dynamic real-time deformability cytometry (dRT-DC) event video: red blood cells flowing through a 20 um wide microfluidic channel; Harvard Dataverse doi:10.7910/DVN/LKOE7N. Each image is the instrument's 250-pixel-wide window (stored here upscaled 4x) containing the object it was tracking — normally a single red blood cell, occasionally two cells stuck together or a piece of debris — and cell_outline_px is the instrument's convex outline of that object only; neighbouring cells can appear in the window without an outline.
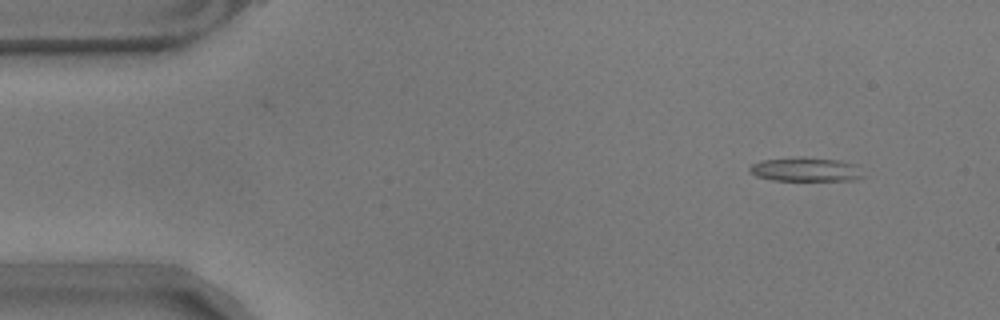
{"species": "common noctule bat (a hibernating species)", "species_latin": "Nyctalus noctula", "temperature_condition": "warm", "stored_images_in_passage": 54, "camera_frame_rate_fps": 3000, "um_per_image_px": 0.085, "animal": {"sex": "male", "body_mass_g": 17.9}, "frame": {"image": 1, "passage_image": 2, "time_ms": 0.333, "image_size_px": [1000, 320], "cell_outline_px": [[864, 176], [852, 180], [772, 180], [756, 176], [748, 172], [748, 168], [752, 164], [760, 160], [800, 156], [804, 156], [840, 160], [856, 164]], "centroid_in_image_um": [68.44, 14.38], "position_along_channel_um": 16.6, "area_um2": 16.13}}
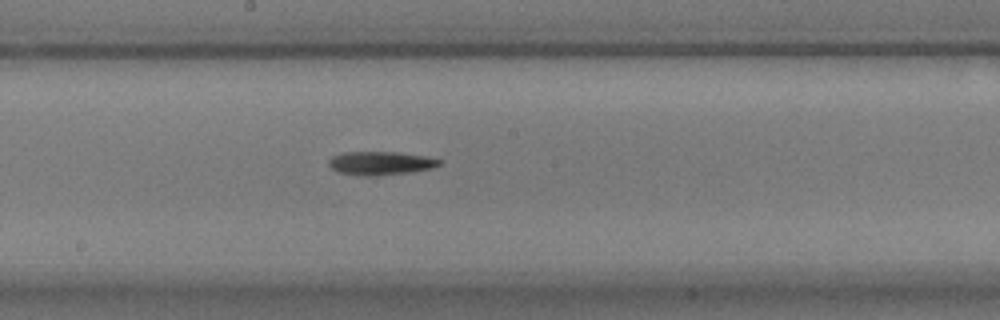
{"frame": {"image": 2, "passage_image": 27, "time_ms": 8.667, "image_size_px": [1000, 320], "cell_outline_px": [[440, 164], [432, 168], [412, 172], [376, 176], [364, 176], [336, 172], [328, 164], [328, 160], [332, 156], [340, 152], [400, 152], [424, 156], [440, 160]], "centroid_in_image_um": [32.29, 13.87], "position_along_channel_um": 215.9, "area_um2": 15.26}}
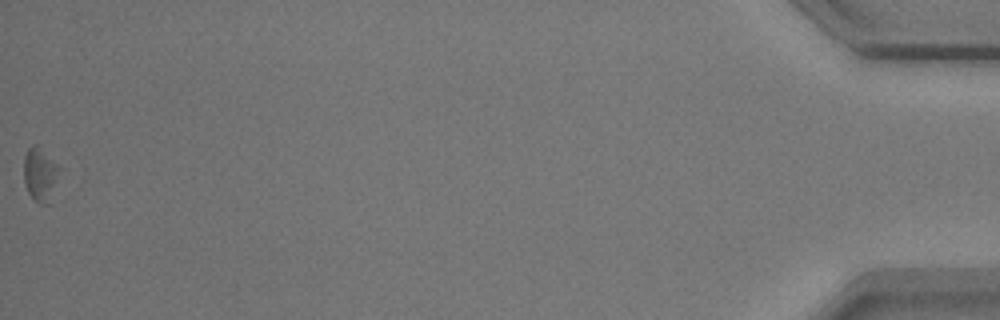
{"frame": {"image": 3, "passage_image": 54, "time_ms": 17.667, "image_size_px": [1000, 320], "cell_outline_px": [[64, 168], [44, 204], [40, 204], [28, 192], [24, 184], [24, 156], [28, 148], [32, 144], [36, 144]], "centroid_in_image_um": [3.43, 14.72], "position_along_channel_um": 431.8, "area_um2": 11.04}, "authors_computed_cell_mechanics": {"area_um2": 14.6812, "velocity_mm_per_s": 3.5048, "shape_relaxation_time_tau1_ms": 2.7959, "shape_relaxation_time_tau2_ms": null, "deformation_change_tau1": 0.1833, "deformation_change_tau2": null}}